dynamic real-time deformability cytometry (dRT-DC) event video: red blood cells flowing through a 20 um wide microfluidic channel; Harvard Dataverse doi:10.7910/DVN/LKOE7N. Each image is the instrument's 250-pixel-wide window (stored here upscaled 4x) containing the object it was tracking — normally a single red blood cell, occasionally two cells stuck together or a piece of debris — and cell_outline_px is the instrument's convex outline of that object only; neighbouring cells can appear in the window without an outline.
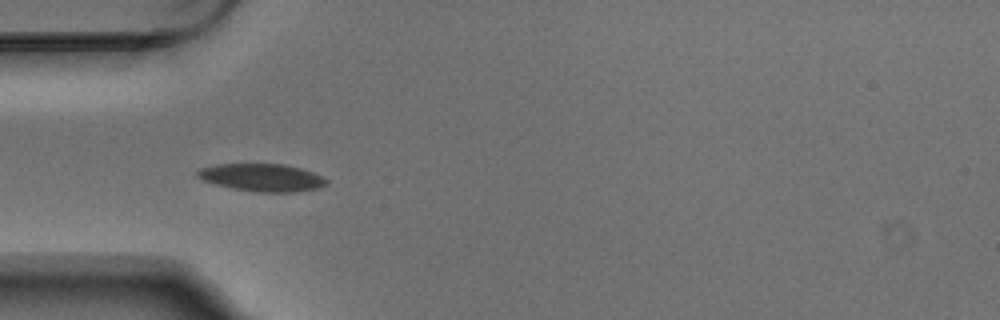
{"species": "Egyptian fruit bat (a non-hibernating species)", "species_latin": "Rousettus aegyptiacus", "temperature_condition": "warm", "stored_images_in_passage": 7, "camera_frame_rate_fps": 3000, "um_per_image_px": 0.085, "animal": {"sex": "male"}, "frame": {"image": 1, "passage_image": 4, "time_ms": 1.0, "image_size_px": [1000, 320], "cell_outline_px": [[328, 184], [320, 188], [296, 192], [260, 192], [232, 188], [216, 184], [204, 180], [196, 176], [196, 172], [200, 168], [216, 164], [284, 164], [300, 168], [312, 172], [328, 180]], "centroid_in_image_um": [22.29, 15.09], "position_along_channel_um": 62.7, "area_um2": 20.69}}
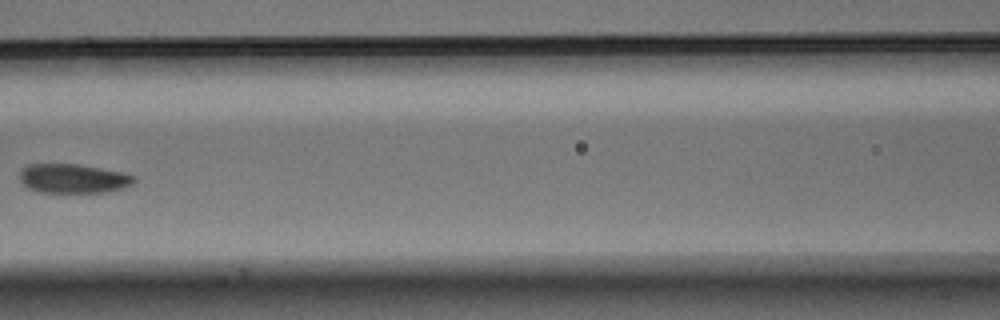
{"frame": {"image": 2, "passage_image": 6, "time_ms": 1.667, "image_size_px": [1000, 320], "cell_outline_px": [[136, 180], [132, 184], [108, 192], [40, 192], [28, 188], [16, 176], [28, 164], [76, 164], [100, 168], [120, 172], [136, 176]], "centroid_in_image_um": [6.19, 15.17], "position_along_channel_um": 160.4, "area_um2": 19.36}}
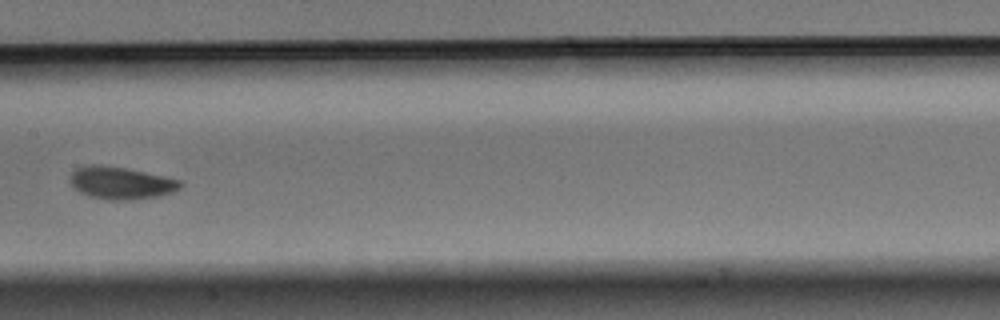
{"frame": {"image": 3, "passage_image": 7, "time_ms": 2.0, "image_size_px": [1000, 320], "cell_outline_px": [[184, 184], [180, 188], [172, 192], [160, 196], [132, 200], [108, 200], [88, 196], [72, 188], [72, 172], [76, 168], [92, 164], [96, 164], [124, 168], [164, 176], [180, 180]], "centroid_in_image_um": [10.29, 15.57], "position_along_channel_um": 197.1, "area_um2": 20.75}}